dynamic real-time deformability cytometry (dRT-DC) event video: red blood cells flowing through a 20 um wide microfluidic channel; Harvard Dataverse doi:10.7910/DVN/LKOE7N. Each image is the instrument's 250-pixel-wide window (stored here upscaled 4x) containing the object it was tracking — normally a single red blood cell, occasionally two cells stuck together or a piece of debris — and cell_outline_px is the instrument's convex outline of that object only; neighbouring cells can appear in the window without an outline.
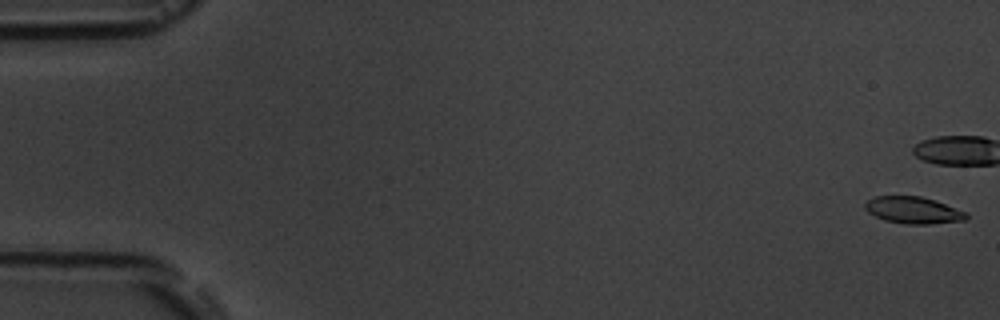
{"species": "common noctule bat (a hibernating species)", "species_latin": "Nyctalus noctula", "temperature_condition": "room temperature", "stored_images_in_passage": 8, "camera_frame_rate_fps": 3000, "um_per_image_px": 0.085, "animal": {"sex": "male", "body_mass_g": 19.5, "forearm_length_mm": 54.6}, "frame": {"image": 1, "passage_image": 1, "time_ms": 0.0, "image_size_px": [1000, 320], "cell_outline_px": [[968, 216], [964, 220], [932, 224], [904, 224], [884, 220], [868, 212], [864, 208], [864, 204], [868, 200], [876, 196], [920, 196], [936, 200], [968, 212]], "centroid_in_image_um": [77.65, 17.86], "position_along_channel_um": 7.4, "area_um2": 15.95}}
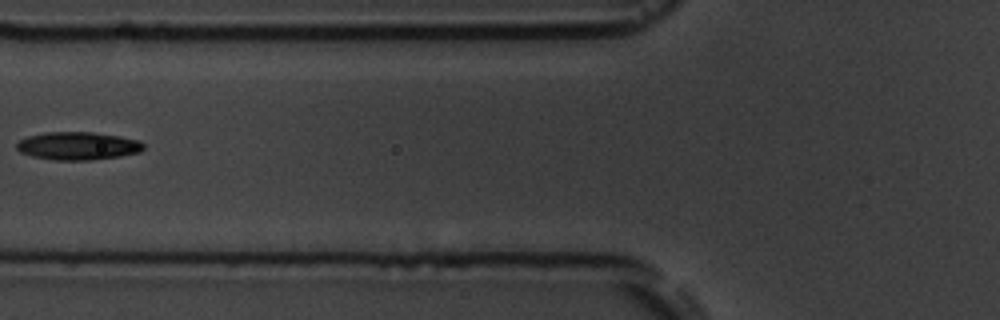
{"frame": {"image": 2, "passage_image": 7, "time_ms": 8.0, "image_size_px": [1000, 320], "cell_outline_px": [[144, 148], [140, 152], [120, 156], [92, 160], [56, 160], [32, 156], [20, 152], [16, 148], [16, 144], [20, 140], [28, 136], [44, 132], [92, 132], [120, 136], [140, 140], [144, 144]], "centroid_in_image_um": [6.63, 12.4], "position_along_channel_um": 119.2, "area_um2": 20.75}}
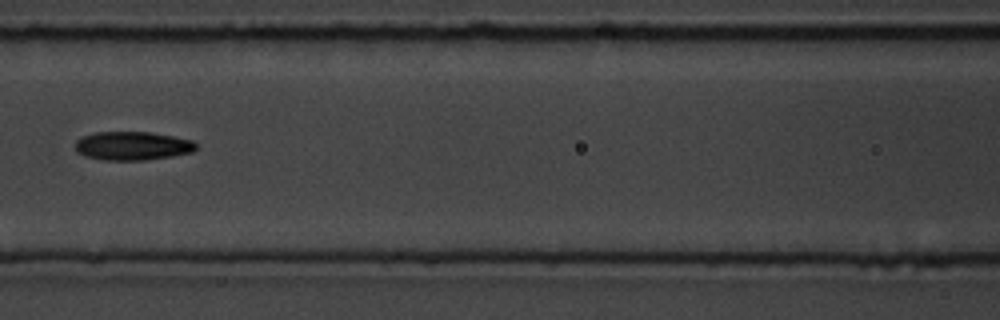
{"frame": {"image": 3, "passage_image": 8, "time_ms": 9.0, "image_size_px": [1000, 320], "cell_outline_px": [[196, 148], [192, 152], [172, 156], [144, 160], [104, 160], [84, 156], [76, 152], [76, 140], [84, 136], [96, 132], [152, 132], [192, 140], [196, 144]], "centroid_in_image_um": [11.25, 12.4], "position_along_channel_um": 155.4, "area_um2": 20.11}}